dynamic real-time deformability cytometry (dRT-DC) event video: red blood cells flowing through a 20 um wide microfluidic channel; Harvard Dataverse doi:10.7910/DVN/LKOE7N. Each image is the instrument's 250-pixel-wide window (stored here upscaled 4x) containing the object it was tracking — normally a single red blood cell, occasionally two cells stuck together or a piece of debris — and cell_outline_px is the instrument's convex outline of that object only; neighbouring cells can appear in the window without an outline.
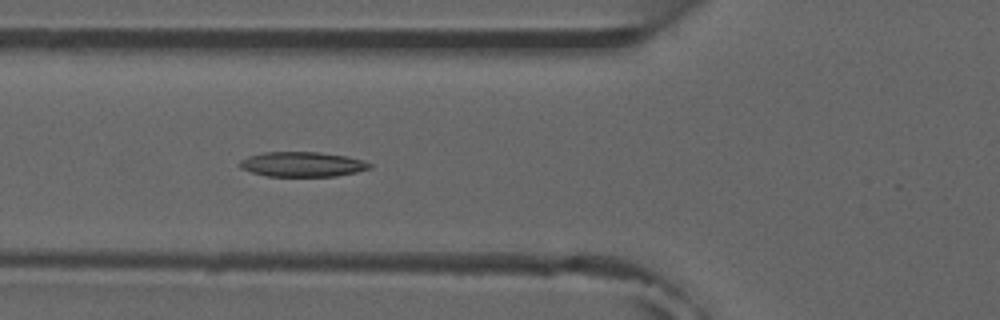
{"species": "common noctule bat (a hibernating species)", "species_latin": "Nyctalus noctula", "temperature_condition": "room temperature", "stored_images_in_passage": 6, "camera_frame_rate_fps": 3000, "um_per_image_px": 0.085, "animal": {"sex": "male", "forearm_length_mm": 52.5}, "frame": {"image": 1, "passage_image": 6, "time_ms": 5.667, "image_size_px": [1000, 320], "cell_outline_px": [[372, 164], [368, 168], [356, 172], [336, 176], [268, 176], [252, 172], [240, 168], [236, 164], [240, 160], [248, 156], [264, 152], [320, 152], [348, 156]], "centroid_in_image_um": [25.64, 13.96], "position_along_channel_um": 100.2, "area_um2": 18.79}}